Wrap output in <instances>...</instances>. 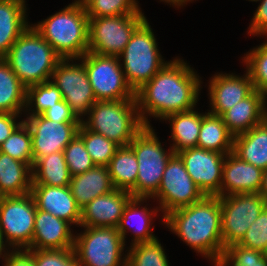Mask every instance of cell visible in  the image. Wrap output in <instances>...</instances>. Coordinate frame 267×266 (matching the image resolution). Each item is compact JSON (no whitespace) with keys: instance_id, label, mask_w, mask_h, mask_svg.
Wrapping results in <instances>:
<instances>
[{"instance_id":"obj_1","label":"cell","mask_w":267,"mask_h":266,"mask_svg":"<svg viewBox=\"0 0 267 266\" xmlns=\"http://www.w3.org/2000/svg\"><path fill=\"white\" fill-rule=\"evenodd\" d=\"M187 64L180 58L168 61L135 92L139 115L145 126H151L148 116L163 120L170 114L196 107L202 81Z\"/></svg>"},{"instance_id":"obj_2","label":"cell","mask_w":267,"mask_h":266,"mask_svg":"<svg viewBox=\"0 0 267 266\" xmlns=\"http://www.w3.org/2000/svg\"><path fill=\"white\" fill-rule=\"evenodd\" d=\"M164 224L212 263L225 252L218 196H205L199 202L171 211L164 217Z\"/></svg>"},{"instance_id":"obj_3","label":"cell","mask_w":267,"mask_h":266,"mask_svg":"<svg viewBox=\"0 0 267 266\" xmlns=\"http://www.w3.org/2000/svg\"><path fill=\"white\" fill-rule=\"evenodd\" d=\"M32 26L62 59H79L88 52L89 17L81 0Z\"/></svg>"},{"instance_id":"obj_4","label":"cell","mask_w":267,"mask_h":266,"mask_svg":"<svg viewBox=\"0 0 267 266\" xmlns=\"http://www.w3.org/2000/svg\"><path fill=\"white\" fill-rule=\"evenodd\" d=\"M3 59L19 80L29 87L50 81L62 58L31 25L17 38Z\"/></svg>"},{"instance_id":"obj_5","label":"cell","mask_w":267,"mask_h":266,"mask_svg":"<svg viewBox=\"0 0 267 266\" xmlns=\"http://www.w3.org/2000/svg\"><path fill=\"white\" fill-rule=\"evenodd\" d=\"M81 123L90 131L103 135L119 146H128L145 127L136 99L96 101Z\"/></svg>"},{"instance_id":"obj_6","label":"cell","mask_w":267,"mask_h":266,"mask_svg":"<svg viewBox=\"0 0 267 266\" xmlns=\"http://www.w3.org/2000/svg\"><path fill=\"white\" fill-rule=\"evenodd\" d=\"M157 44L146 18L136 28L119 56V60L123 61L121 67L126 81L134 92L151 80L168 63L163 59Z\"/></svg>"},{"instance_id":"obj_7","label":"cell","mask_w":267,"mask_h":266,"mask_svg":"<svg viewBox=\"0 0 267 266\" xmlns=\"http://www.w3.org/2000/svg\"><path fill=\"white\" fill-rule=\"evenodd\" d=\"M128 146L138 163L136 197L151 198L158 191L167 163L175 153L162 147L152 126H145Z\"/></svg>"},{"instance_id":"obj_8","label":"cell","mask_w":267,"mask_h":266,"mask_svg":"<svg viewBox=\"0 0 267 266\" xmlns=\"http://www.w3.org/2000/svg\"><path fill=\"white\" fill-rule=\"evenodd\" d=\"M83 228V232L75 235L73 246L81 266H126L127 255L123 252L126 244L117 228Z\"/></svg>"},{"instance_id":"obj_9","label":"cell","mask_w":267,"mask_h":266,"mask_svg":"<svg viewBox=\"0 0 267 266\" xmlns=\"http://www.w3.org/2000/svg\"><path fill=\"white\" fill-rule=\"evenodd\" d=\"M79 60L84 64L97 101L136 99L135 92L126 81L119 57L88 51Z\"/></svg>"},{"instance_id":"obj_10","label":"cell","mask_w":267,"mask_h":266,"mask_svg":"<svg viewBox=\"0 0 267 266\" xmlns=\"http://www.w3.org/2000/svg\"><path fill=\"white\" fill-rule=\"evenodd\" d=\"M145 15L89 17L88 51L119 57Z\"/></svg>"},{"instance_id":"obj_11","label":"cell","mask_w":267,"mask_h":266,"mask_svg":"<svg viewBox=\"0 0 267 266\" xmlns=\"http://www.w3.org/2000/svg\"><path fill=\"white\" fill-rule=\"evenodd\" d=\"M224 249L239 243L267 201L260 193H240L219 197Z\"/></svg>"},{"instance_id":"obj_12","label":"cell","mask_w":267,"mask_h":266,"mask_svg":"<svg viewBox=\"0 0 267 266\" xmlns=\"http://www.w3.org/2000/svg\"><path fill=\"white\" fill-rule=\"evenodd\" d=\"M36 210L31 193L0 197V232L10 249L30 247Z\"/></svg>"},{"instance_id":"obj_13","label":"cell","mask_w":267,"mask_h":266,"mask_svg":"<svg viewBox=\"0 0 267 266\" xmlns=\"http://www.w3.org/2000/svg\"><path fill=\"white\" fill-rule=\"evenodd\" d=\"M205 197L186 171L183 160L174 154L164 170L158 191L151 197L159 201L164 217L171 211L199 202Z\"/></svg>"},{"instance_id":"obj_14","label":"cell","mask_w":267,"mask_h":266,"mask_svg":"<svg viewBox=\"0 0 267 266\" xmlns=\"http://www.w3.org/2000/svg\"><path fill=\"white\" fill-rule=\"evenodd\" d=\"M76 60L80 63H76ZM50 81L58 87L63 100L82 121L83 116L88 115L89 110L97 101L83 62L76 58L61 59L55 67Z\"/></svg>"},{"instance_id":"obj_15","label":"cell","mask_w":267,"mask_h":266,"mask_svg":"<svg viewBox=\"0 0 267 266\" xmlns=\"http://www.w3.org/2000/svg\"><path fill=\"white\" fill-rule=\"evenodd\" d=\"M23 121L31 131L34 164L42 157L64 151L81 125V122L51 121L42 114L27 116Z\"/></svg>"},{"instance_id":"obj_16","label":"cell","mask_w":267,"mask_h":266,"mask_svg":"<svg viewBox=\"0 0 267 266\" xmlns=\"http://www.w3.org/2000/svg\"><path fill=\"white\" fill-rule=\"evenodd\" d=\"M186 171L205 196L220 197L223 164L226 154L192 147L177 153Z\"/></svg>"},{"instance_id":"obj_17","label":"cell","mask_w":267,"mask_h":266,"mask_svg":"<svg viewBox=\"0 0 267 266\" xmlns=\"http://www.w3.org/2000/svg\"><path fill=\"white\" fill-rule=\"evenodd\" d=\"M209 81L210 113L221 116L225 111L249 96L254 90L246 70L243 76L217 73Z\"/></svg>"},{"instance_id":"obj_18","label":"cell","mask_w":267,"mask_h":266,"mask_svg":"<svg viewBox=\"0 0 267 266\" xmlns=\"http://www.w3.org/2000/svg\"><path fill=\"white\" fill-rule=\"evenodd\" d=\"M132 194L114 189L101 195L81 209L80 227H115L117 228L123 211Z\"/></svg>"},{"instance_id":"obj_19","label":"cell","mask_w":267,"mask_h":266,"mask_svg":"<svg viewBox=\"0 0 267 266\" xmlns=\"http://www.w3.org/2000/svg\"><path fill=\"white\" fill-rule=\"evenodd\" d=\"M262 177V169L230 152L224 159L220 197L240 193H260Z\"/></svg>"},{"instance_id":"obj_20","label":"cell","mask_w":267,"mask_h":266,"mask_svg":"<svg viewBox=\"0 0 267 266\" xmlns=\"http://www.w3.org/2000/svg\"><path fill=\"white\" fill-rule=\"evenodd\" d=\"M31 195L36 208L69 222L80 225L81 209L76 204L69 186L32 184Z\"/></svg>"},{"instance_id":"obj_21","label":"cell","mask_w":267,"mask_h":266,"mask_svg":"<svg viewBox=\"0 0 267 266\" xmlns=\"http://www.w3.org/2000/svg\"><path fill=\"white\" fill-rule=\"evenodd\" d=\"M72 225L51 213L36 210L33 240L28 249H68L73 248L75 234ZM72 230V231H71Z\"/></svg>"},{"instance_id":"obj_22","label":"cell","mask_w":267,"mask_h":266,"mask_svg":"<svg viewBox=\"0 0 267 266\" xmlns=\"http://www.w3.org/2000/svg\"><path fill=\"white\" fill-rule=\"evenodd\" d=\"M267 96L254 90L249 96L225 111L221 117L228 131L239 135L265 121Z\"/></svg>"},{"instance_id":"obj_23","label":"cell","mask_w":267,"mask_h":266,"mask_svg":"<svg viewBox=\"0 0 267 266\" xmlns=\"http://www.w3.org/2000/svg\"><path fill=\"white\" fill-rule=\"evenodd\" d=\"M147 199L149 200L150 198L132 197L125 206L120 223L117 227L118 232L123 238L124 244L126 243V235L132 227V225H130L132 222L131 220L134 221L135 219V229L132 228L130 230L134 237L130 245L150 242L157 238L153 234V228H151V225L153 220L152 218L157 215L160 209L157 206L151 210H149L146 206L141 208L140 206L143 205L144 202H147Z\"/></svg>"},{"instance_id":"obj_24","label":"cell","mask_w":267,"mask_h":266,"mask_svg":"<svg viewBox=\"0 0 267 266\" xmlns=\"http://www.w3.org/2000/svg\"><path fill=\"white\" fill-rule=\"evenodd\" d=\"M69 187L80 209L93 199L115 189L106 166H95L82 174L72 176Z\"/></svg>"},{"instance_id":"obj_25","label":"cell","mask_w":267,"mask_h":266,"mask_svg":"<svg viewBox=\"0 0 267 266\" xmlns=\"http://www.w3.org/2000/svg\"><path fill=\"white\" fill-rule=\"evenodd\" d=\"M26 0H0V58L30 26L27 22Z\"/></svg>"},{"instance_id":"obj_26","label":"cell","mask_w":267,"mask_h":266,"mask_svg":"<svg viewBox=\"0 0 267 266\" xmlns=\"http://www.w3.org/2000/svg\"><path fill=\"white\" fill-rule=\"evenodd\" d=\"M32 183L30 165L0 152V197L30 193Z\"/></svg>"},{"instance_id":"obj_27","label":"cell","mask_w":267,"mask_h":266,"mask_svg":"<svg viewBox=\"0 0 267 266\" xmlns=\"http://www.w3.org/2000/svg\"><path fill=\"white\" fill-rule=\"evenodd\" d=\"M233 153L255 167L267 169V122L234 136Z\"/></svg>"},{"instance_id":"obj_28","label":"cell","mask_w":267,"mask_h":266,"mask_svg":"<svg viewBox=\"0 0 267 266\" xmlns=\"http://www.w3.org/2000/svg\"><path fill=\"white\" fill-rule=\"evenodd\" d=\"M190 109L166 116L163 121H168L171 125V139L173 141L170 148L175 154L178 152L197 147L199 132L202 122V113Z\"/></svg>"},{"instance_id":"obj_29","label":"cell","mask_w":267,"mask_h":266,"mask_svg":"<svg viewBox=\"0 0 267 266\" xmlns=\"http://www.w3.org/2000/svg\"><path fill=\"white\" fill-rule=\"evenodd\" d=\"M108 171L115 189L130 192L136 197L138 163L129 146H120L109 162Z\"/></svg>"},{"instance_id":"obj_30","label":"cell","mask_w":267,"mask_h":266,"mask_svg":"<svg viewBox=\"0 0 267 266\" xmlns=\"http://www.w3.org/2000/svg\"><path fill=\"white\" fill-rule=\"evenodd\" d=\"M233 138L221 116L209 111L202 114L197 147L228 154L233 152Z\"/></svg>"},{"instance_id":"obj_31","label":"cell","mask_w":267,"mask_h":266,"mask_svg":"<svg viewBox=\"0 0 267 266\" xmlns=\"http://www.w3.org/2000/svg\"><path fill=\"white\" fill-rule=\"evenodd\" d=\"M27 87L0 58V113L20 114L26 108Z\"/></svg>"},{"instance_id":"obj_32","label":"cell","mask_w":267,"mask_h":266,"mask_svg":"<svg viewBox=\"0 0 267 266\" xmlns=\"http://www.w3.org/2000/svg\"><path fill=\"white\" fill-rule=\"evenodd\" d=\"M33 183L49 186H69L71 175L64 152H55L40 158L32 168Z\"/></svg>"},{"instance_id":"obj_33","label":"cell","mask_w":267,"mask_h":266,"mask_svg":"<svg viewBox=\"0 0 267 266\" xmlns=\"http://www.w3.org/2000/svg\"><path fill=\"white\" fill-rule=\"evenodd\" d=\"M61 100V91L52 81L34 84L27 87L25 113L27 116L41 115Z\"/></svg>"},{"instance_id":"obj_34","label":"cell","mask_w":267,"mask_h":266,"mask_svg":"<svg viewBox=\"0 0 267 266\" xmlns=\"http://www.w3.org/2000/svg\"><path fill=\"white\" fill-rule=\"evenodd\" d=\"M84 142L92 161L96 166H108L116 150L120 147L103 135L88 130L82 123L77 134Z\"/></svg>"},{"instance_id":"obj_35","label":"cell","mask_w":267,"mask_h":266,"mask_svg":"<svg viewBox=\"0 0 267 266\" xmlns=\"http://www.w3.org/2000/svg\"><path fill=\"white\" fill-rule=\"evenodd\" d=\"M128 249L126 266H170L158 238L150 242L136 243Z\"/></svg>"},{"instance_id":"obj_36","label":"cell","mask_w":267,"mask_h":266,"mask_svg":"<svg viewBox=\"0 0 267 266\" xmlns=\"http://www.w3.org/2000/svg\"><path fill=\"white\" fill-rule=\"evenodd\" d=\"M0 152L34 166L31 131L23 121L0 145Z\"/></svg>"},{"instance_id":"obj_37","label":"cell","mask_w":267,"mask_h":266,"mask_svg":"<svg viewBox=\"0 0 267 266\" xmlns=\"http://www.w3.org/2000/svg\"><path fill=\"white\" fill-rule=\"evenodd\" d=\"M88 17L144 15L136 0H81Z\"/></svg>"},{"instance_id":"obj_38","label":"cell","mask_w":267,"mask_h":266,"mask_svg":"<svg viewBox=\"0 0 267 266\" xmlns=\"http://www.w3.org/2000/svg\"><path fill=\"white\" fill-rule=\"evenodd\" d=\"M243 62L254 88L267 96V43H262L244 54Z\"/></svg>"},{"instance_id":"obj_39","label":"cell","mask_w":267,"mask_h":266,"mask_svg":"<svg viewBox=\"0 0 267 266\" xmlns=\"http://www.w3.org/2000/svg\"><path fill=\"white\" fill-rule=\"evenodd\" d=\"M63 152L71 177L96 166L78 135L64 148Z\"/></svg>"},{"instance_id":"obj_40","label":"cell","mask_w":267,"mask_h":266,"mask_svg":"<svg viewBox=\"0 0 267 266\" xmlns=\"http://www.w3.org/2000/svg\"><path fill=\"white\" fill-rule=\"evenodd\" d=\"M238 244L253 250L261 251L267 255V206L263 209L258 218L252 222Z\"/></svg>"},{"instance_id":"obj_41","label":"cell","mask_w":267,"mask_h":266,"mask_svg":"<svg viewBox=\"0 0 267 266\" xmlns=\"http://www.w3.org/2000/svg\"><path fill=\"white\" fill-rule=\"evenodd\" d=\"M36 266H81L73 248L33 249Z\"/></svg>"},{"instance_id":"obj_42","label":"cell","mask_w":267,"mask_h":266,"mask_svg":"<svg viewBox=\"0 0 267 266\" xmlns=\"http://www.w3.org/2000/svg\"><path fill=\"white\" fill-rule=\"evenodd\" d=\"M225 252L238 264L243 266H254L266 255L258 250L244 247L240 244H233L225 249Z\"/></svg>"},{"instance_id":"obj_43","label":"cell","mask_w":267,"mask_h":266,"mask_svg":"<svg viewBox=\"0 0 267 266\" xmlns=\"http://www.w3.org/2000/svg\"><path fill=\"white\" fill-rule=\"evenodd\" d=\"M42 115L51 121L59 123L81 122L72 112L71 107L64 100L55 103L53 106L45 110Z\"/></svg>"},{"instance_id":"obj_44","label":"cell","mask_w":267,"mask_h":266,"mask_svg":"<svg viewBox=\"0 0 267 266\" xmlns=\"http://www.w3.org/2000/svg\"><path fill=\"white\" fill-rule=\"evenodd\" d=\"M253 15L249 30L250 35L261 36L267 34V0H261Z\"/></svg>"},{"instance_id":"obj_45","label":"cell","mask_w":267,"mask_h":266,"mask_svg":"<svg viewBox=\"0 0 267 266\" xmlns=\"http://www.w3.org/2000/svg\"><path fill=\"white\" fill-rule=\"evenodd\" d=\"M4 261V266H36L33 249L28 248L10 249Z\"/></svg>"},{"instance_id":"obj_46","label":"cell","mask_w":267,"mask_h":266,"mask_svg":"<svg viewBox=\"0 0 267 266\" xmlns=\"http://www.w3.org/2000/svg\"><path fill=\"white\" fill-rule=\"evenodd\" d=\"M20 114L0 113V145L12 134V132L23 122H17Z\"/></svg>"},{"instance_id":"obj_47","label":"cell","mask_w":267,"mask_h":266,"mask_svg":"<svg viewBox=\"0 0 267 266\" xmlns=\"http://www.w3.org/2000/svg\"><path fill=\"white\" fill-rule=\"evenodd\" d=\"M213 264L214 266H243L236 263L226 252L217 257Z\"/></svg>"},{"instance_id":"obj_48","label":"cell","mask_w":267,"mask_h":266,"mask_svg":"<svg viewBox=\"0 0 267 266\" xmlns=\"http://www.w3.org/2000/svg\"><path fill=\"white\" fill-rule=\"evenodd\" d=\"M7 247H8V249H10V247L4 241L2 233L0 232V259L3 258V260H4L6 258L7 253L9 252Z\"/></svg>"},{"instance_id":"obj_49","label":"cell","mask_w":267,"mask_h":266,"mask_svg":"<svg viewBox=\"0 0 267 266\" xmlns=\"http://www.w3.org/2000/svg\"><path fill=\"white\" fill-rule=\"evenodd\" d=\"M260 194L263 195L267 201V169L263 170L262 186Z\"/></svg>"},{"instance_id":"obj_50","label":"cell","mask_w":267,"mask_h":266,"mask_svg":"<svg viewBox=\"0 0 267 266\" xmlns=\"http://www.w3.org/2000/svg\"><path fill=\"white\" fill-rule=\"evenodd\" d=\"M163 2L168 3L169 5H173L176 6L177 8H181V6L183 7V5L185 6L188 2H192L193 0H160Z\"/></svg>"},{"instance_id":"obj_51","label":"cell","mask_w":267,"mask_h":266,"mask_svg":"<svg viewBox=\"0 0 267 266\" xmlns=\"http://www.w3.org/2000/svg\"><path fill=\"white\" fill-rule=\"evenodd\" d=\"M254 266H267V255Z\"/></svg>"},{"instance_id":"obj_52","label":"cell","mask_w":267,"mask_h":266,"mask_svg":"<svg viewBox=\"0 0 267 266\" xmlns=\"http://www.w3.org/2000/svg\"><path fill=\"white\" fill-rule=\"evenodd\" d=\"M265 121L267 122V105H266V109H265Z\"/></svg>"},{"instance_id":"obj_53","label":"cell","mask_w":267,"mask_h":266,"mask_svg":"<svg viewBox=\"0 0 267 266\" xmlns=\"http://www.w3.org/2000/svg\"><path fill=\"white\" fill-rule=\"evenodd\" d=\"M249 1H252V2H253V1H254V2H259V1H261V0H249Z\"/></svg>"}]
</instances>
